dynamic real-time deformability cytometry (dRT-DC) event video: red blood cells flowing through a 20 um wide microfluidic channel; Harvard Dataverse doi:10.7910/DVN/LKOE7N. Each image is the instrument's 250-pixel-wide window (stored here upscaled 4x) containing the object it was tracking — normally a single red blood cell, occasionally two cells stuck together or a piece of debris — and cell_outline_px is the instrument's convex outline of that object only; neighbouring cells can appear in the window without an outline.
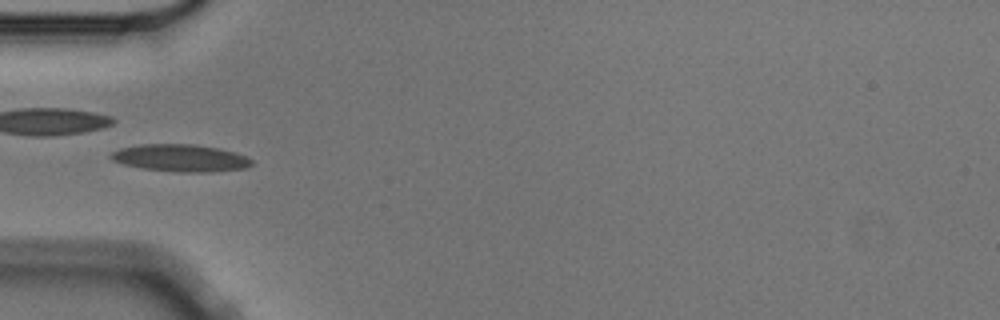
{"species": "Egyptian fruit bat (a non-hibernating species)", "species_latin": "Rousettus aegyptiacus", "temperature_condition": "cold", "stored_images_in_passage": 5, "camera_frame_rate_fps": 3000, "um_per_image_px": 0.085, "animal": {"sex": "male"}, "frame": {"image": 1, "passage_image": 4, "time_ms": 1.0, "image_size_px": [1000, 320], "cell_outline_px": [[252, 164], [248, 168], [212, 172], [176, 172], [140, 168], [124, 164], [112, 160], [108, 156], [112, 152], [120, 148], [140, 144], [196, 144], [220, 148], [236, 152], [252, 160]], "centroid_in_image_um": [15.35, 13.43], "position_along_channel_um": 69.7, "area_um2": 22.6}}
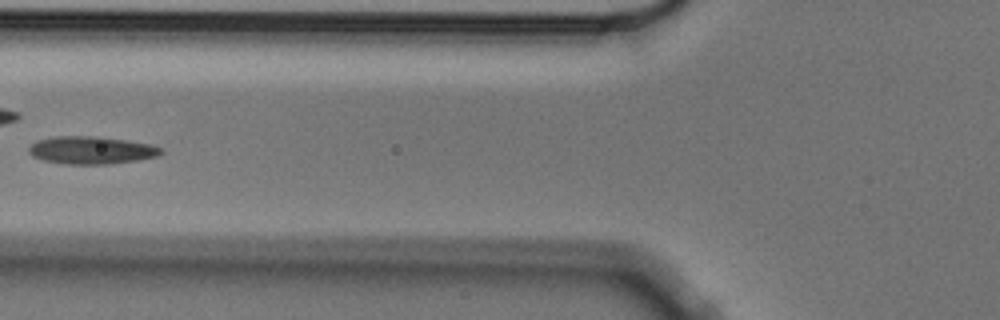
{"frame": {"image": 2, "passage_image": 5, "time_ms": 1.333, "image_size_px": [1000, 320], "cell_outline_px": [[164, 152], [160, 156], [112, 164], [64, 164], [44, 160], [32, 156], [28, 152], [28, 148], [36, 140], [52, 136], [100, 136], [152, 144], [164, 148]], "centroid_in_image_um": [7.8, 12.76], "position_along_channel_um": 118.0, "area_um2": 21.68}}